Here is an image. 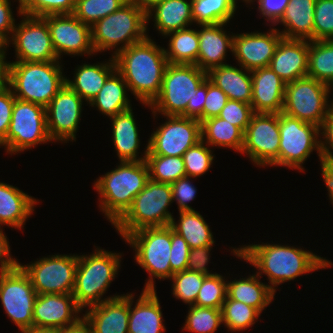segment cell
<instances>
[{"instance_id":"1","label":"cell","mask_w":333,"mask_h":333,"mask_svg":"<svg viewBox=\"0 0 333 333\" xmlns=\"http://www.w3.org/2000/svg\"><path fill=\"white\" fill-rule=\"evenodd\" d=\"M232 248V254L254 266L258 276H267L269 286L275 293L278 285L282 283L333 266V262L326 257L287 244L262 242Z\"/></svg>"},{"instance_id":"2","label":"cell","mask_w":333,"mask_h":333,"mask_svg":"<svg viewBox=\"0 0 333 333\" xmlns=\"http://www.w3.org/2000/svg\"><path fill=\"white\" fill-rule=\"evenodd\" d=\"M164 49L147 36L114 56L116 70L127 83L129 91L148 108L161 91L169 64Z\"/></svg>"},{"instance_id":"3","label":"cell","mask_w":333,"mask_h":333,"mask_svg":"<svg viewBox=\"0 0 333 333\" xmlns=\"http://www.w3.org/2000/svg\"><path fill=\"white\" fill-rule=\"evenodd\" d=\"M150 179L146 161H120L93 183L99 194V209L114 225L131 207L134 197Z\"/></svg>"},{"instance_id":"4","label":"cell","mask_w":333,"mask_h":333,"mask_svg":"<svg viewBox=\"0 0 333 333\" xmlns=\"http://www.w3.org/2000/svg\"><path fill=\"white\" fill-rule=\"evenodd\" d=\"M59 61H8L6 84L15 98L47 107L66 84Z\"/></svg>"},{"instance_id":"5","label":"cell","mask_w":333,"mask_h":333,"mask_svg":"<svg viewBox=\"0 0 333 333\" xmlns=\"http://www.w3.org/2000/svg\"><path fill=\"white\" fill-rule=\"evenodd\" d=\"M121 254L97 247L90 255H78L72 295L83 311L101 304L103 301L122 296V294L105 296L107 298L103 296L118 275L121 267Z\"/></svg>"},{"instance_id":"6","label":"cell","mask_w":333,"mask_h":333,"mask_svg":"<svg viewBox=\"0 0 333 333\" xmlns=\"http://www.w3.org/2000/svg\"><path fill=\"white\" fill-rule=\"evenodd\" d=\"M208 78L195 64H168L159 95L150 104L153 118L184 116L193 118V98L198 87Z\"/></svg>"},{"instance_id":"7","label":"cell","mask_w":333,"mask_h":333,"mask_svg":"<svg viewBox=\"0 0 333 333\" xmlns=\"http://www.w3.org/2000/svg\"><path fill=\"white\" fill-rule=\"evenodd\" d=\"M91 35L96 54L115 50L111 55L114 57L149 35L146 13L128 0L118 10L92 25Z\"/></svg>"},{"instance_id":"8","label":"cell","mask_w":333,"mask_h":333,"mask_svg":"<svg viewBox=\"0 0 333 333\" xmlns=\"http://www.w3.org/2000/svg\"><path fill=\"white\" fill-rule=\"evenodd\" d=\"M172 203L171 185L149 179L113 227L123 239L142 228L168 226L174 218L168 209Z\"/></svg>"},{"instance_id":"9","label":"cell","mask_w":333,"mask_h":333,"mask_svg":"<svg viewBox=\"0 0 333 333\" xmlns=\"http://www.w3.org/2000/svg\"><path fill=\"white\" fill-rule=\"evenodd\" d=\"M133 248L134 260L149 277L143 290H155V278L168 280L171 277V226L146 227L123 238Z\"/></svg>"},{"instance_id":"10","label":"cell","mask_w":333,"mask_h":333,"mask_svg":"<svg viewBox=\"0 0 333 333\" xmlns=\"http://www.w3.org/2000/svg\"><path fill=\"white\" fill-rule=\"evenodd\" d=\"M331 90L330 86L308 76L286 83L282 113L321 128L332 105Z\"/></svg>"},{"instance_id":"11","label":"cell","mask_w":333,"mask_h":333,"mask_svg":"<svg viewBox=\"0 0 333 333\" xmlns=\"http://www.w3.org/2000/svg\"><path fill=\"white\" fill-rule=\"evenodd\" d=\"M280 144L278 167L304 172L303 164L316 150L322 160L320 127L279 113Z\"/></svg>"},{"instance_id":"12","label":"cell","mask_w":333,"mask_h":333,"mask_svg":"<svg viewBox=\"0 0 333 333\" xmlns=\"http://www.w3.org/2000/svg\"><path fill=\"white\" fill-rule=\"evenodd\" d=\"M47 142L53 143L47 131L46 108L16 98L5 138V152L12 156Z\"/></svg>"},{"instance_id":"13","label":"cell","mask_w":333,"mask_h":333,"mask_svg":"<svg viewBox=\"0 0 333 333\" xmlns=\"http://www.w3.org/2000/svg\"><path fill=\"white\" fill-rule=\"evenodd\" d=\"M77 264V254H55L19 266L29 276L37 295H43L72 294Z\"/></svg>"},{"instance_id":"14","label":"cell","mask_w":333,"mask_h":333,"mask_svg":"<svg viewBox=\"0 0 333 333\" xmlns=\"http://www.w3.org/2000/svg\"><path fill=\"white\" fill-rule=\"evenodd\" d=\"M15 1L19 3L16 9L22 19L8 41L15 48V61H62L54 50L47 22L42 17L23 14L21 0Z\"/></svg>"},{"instance_id":"15","label":"cell","mask_w":333,"mask_h":333,"mask_svg":"<svg viewBox=\"0 0 333 333\" xmlns=\"http://www.w3.org/2000/svg\"><path fill=\"white\" fill-rule=\"evenodd\" d=\"M37 292L29 276L18 266L0 273V300L5 313L20 332L33 330V309Z\"/></svg>"},{"instance_id":"16","label":"cell","mask_w":333,"mask_h":333,"mask_svg":"<svg viewBox=\"0 0 333 333\" xmlns=\"http://www.w3.org/2000/svg\"><path fill=\"white\" fill-rule=\"evenodd\" d=\"M279 144V114L254 113L244 133L241 154L260 168L278 166Z\"/></svg>"},{"instance_id":"17","label":"cell","mask_w":333,"mask_h":333,"mask_svg":"<svg viewBox=\"0 0 333 333\" xmlns=\"http://www.w3.org/2000/svg\"><path fill=\"white\" fill-rule=\"evenodd\" d=\"M166 121L151 133L148 150L153 155L183 156L202 140L201 122L184 116H163Z\"/></svg>"},{"instance_id":"18","label":"cell","mask_w":333,"mask_h":333,"mask_svg":"<svg viewBox=\"0 0 333 333\" xmlns=\"http://www.w3.org/2000/svg\"><path fill=\"white\" fill-rule=\"evenodd\" d=\"M84 100L65 84L46 107L47 131L53 142L76 141Z\"/></svg>"},{"instance_id":"19","label":"cell","mask_w":333,"mask_h":333,"mask_svg":"<svg viewBox=\"0 0 333 333\" xmlns=\"http://www.w3.org/2000/svg\"><path fill=\"white\" fill-rule=\"evenodd\" d=\"M42 18L47 22L58 59L61 60L65 54L73 57L96 55L92 45L91 27L74 14L48 15Z\"/></svg>"},{"instance_id":"20","label":"cell","mask_w":333,"mask_h":333,"mask_svg":"<svg viewBox=\"0 0 333 333\" xmlns=\"http://www.w3.org/2000/svg\"><path fill=\"white\" fill-rule=\"evenodd\" d=\"M82 312L72 294L37 295L33 309V330L54 332L75 326L83 320Z\"/></svg>"},{"instance_id":"21","label":"cell","mask_w":333,"mask_h":333,"mask_svg":"<svg viewBox=\"0 0 333 333\" xmlns=\"http://www.w3.org/2000/svg\"><path fill=\"white\" fill-rule=\"evenodd\" d=\"M283 38L277 28H270L267 32H248L235 34L232 55L246 70L269 67L275 50Z\"/></svg>"},{"instance_id":"22","label":"cell","mask_w":333,"mask_h":333,"mask_svg":"<svg viewBox=\"0 0 333 333\" xmlns=\"http://www.w3.org/2000/svg\"><path fill=\"white\" fill-rule=\"evenodd\" d=\"M228 23L199 25V53L197 65L201 70L209 72L215 67L228 64V50L233 53L234 33H227L224 27Z\"/></svg>"},{"instance_id":"23","label":"cell","mask_w":333,"mask_h":333,"mask_svg":"<svg viewBox=\"0 0 333 333\" xmlns=\"http://www.w3.org/2000/svg\"><path fill=\"white\" fill-rule=\"evenodd\" d=\"M83 320L91 333H128L129 294L87 308Z\"/></svg>"},{"instance_id":"24","label":"cell","mask_w":333,"mask_h":333,"mask_svg":"<svg viewBox=\"0 0 333 333\" xmlns=\"http://www.w3.org/2000/svg\"><path fill=\"white\" fill-rule=\"evenodd\" d=\"M309 40L282 38L269 67L286 83L307 76Z\"/></svg>"},{"instance_id":"25","label":"cell","mask_w":333,"mask_h":333,"mask_svg":"<svg viewBox=\"0 0 333 333\" xmlns=\"http://www.w3.org/2000/svg\"><path fill=\"white\" fill-rule=\"evenodd\" d=\"M254 113H281L283 111L286 82L270 67L251 71Z\"/></svg>"},{"instance_id":"26","label":"cell","mask_w":333,"mask_h":333,"mask_svg":"<svg viewBox=\"0 0 333 333\" xmlns=\"http://www.w3.org/2000/svg\"><path fill=\"white\" fill-rule=\"evenodd\" d=\"M134 298H136L135 293H129L128 333H165L166 328L156 290H142L136 302Z\"/></svg>"},{"instance_id":"27","label":"cell","mask_w":333,"mask_h":333,"mask_svg":"<svg viewBox=\"0 0 333 333\" xmlns=\"http://www.w3.org/2000/svg\"><path fill=\"white\" fill-rule=\"evenodd\" d=\"M112 127V141L119 161H146L148 143L144 154L139 156L140 136L133 108L109 118Z\"/></svg>"},{"instance_id":"28","label":"cell","mask_w":333,"mask_h":333,"mask_svg":"<svg viewBox=\"0 0 333 333\" xmlns=\"http://www.w3.org/2000/svg\"><path fill=\"white\" fill-rule=\"evenodd\" d=\"M39 200L13 185L0 182V226L21 230Z\"/></svg>"},{"instance_id":"29","label":"cell","mask_w":333,"mask_h":333,"mask_svg":"<svg viewBox=\"0 0 333 333\" xmlns=\"http://www.w3.org/2000/svg\"><path fill=\"white\" fill-rule=\"evenodd\" d=\"M189 1V2H188ZM162 0L146 13L148 23L153 18L154 27L165 37L167 34L190 27L194 23L192 17V0Z\"/></svg>"},{"instance_id":"30","label":"cell","mask_w":333,"mask_h":333,"mask_svg":"<svg viewBox=\"0 0 333 333\" xmlns=\"http://www.w3.org/2000/svg\"><path fill=\"white\" fill-rule=\"evenodd\" d=\"M72 80L66 77V84L87 104L98 94L107 78L116 70L114 57L102 63L77 65Z\"/></svg>"},{"instance_id":"31","label":"cell","mask_w":333,"mask_h":333,"mask_svg":"<svg viewBox=\"0 0 333 333\" xmlns=\"http://www.w3.org/2000/svg\"><path fill=\"white\" fill-rule=\"evenodd\" d=\"M315 1L289 0L283 15L274 24L284 25L285 28L279 30L284 38L313 41Z\"/></svg>"},{"instance_id":"32","label":"cell","mask_w":333,"mask_h":333,"mask_svg":"<svg viewBox=\"0 0 333 333\" xmlns=\"http://www.w3.org/2000/svg\"><path fill=\"white\" fill-rule=\"evenodd\" d=\"M222 65L211 69L208 79L220 88L230 100L251 104L252 78L251 71L242 66Z\"/></svg>"},{"instance_id":"33","label":"cell","mask_w":333,"mask_h":333,"mask_svg":"<svg viewBox=\"0 0 333 333\" xmlns=\"http://www.w3.org/2000/svg\"><path fill=\"white\" fill-rule=\"evenodd\" d=\"M256 273L227 281V297L256 308L260 313L274 301L275 292Z\"/></svg>"},{"instance_id":"34","label":"cell","mask_w":333,"mask_h":333,"mask_svg":"<svg viewBox=\"0 0 333 333\" xmlns=\"http://www.w3.org/2000/svg\"><path fill=\"white\" fill-rule=\"evenodd\" d=\"M127 83L122 75L115 70L105 81L98 94L89 102V106L109 118L132 108Z\"/></svg>"},{"instance_id":"35","label":"cell","mask_w":333,"mask_h":333,"mask_svg":"<svg viewBox=\"0 0 333 333\" xmlns=\"http://www.w3.org/2000/svg\"><path fill=\"white\" fill-rule=\"evenodd\" d=\"M179 215V220L173 218L170 226L186 240L191 249L215 245L214 234L198 211H179Z\"/></svg>"},{"instance_id":"36","label":"cell","mask_w":333,"mask_h":333,"mask_svg":"<svg viewBox=\"0 0 333 333\" xmlns=\"http://www.w3.org/2000/svg\"><path fill=\"white\" fill-rule=\"evenodd\" d=\"M202 140L210 147L230 148L241 154L244 132L222 118L213 117L201 122Z\"/></svg>"},{"instance_id":"37","label":"cell","mask_w":333,"mask_h":333,"mask_svg":"<svg viewBox=\"0 0 333 333\" xmlns=\"http://www.w3.org/2000/svg\"><path fill=\"white\" fill-rule=\"evenodd\" d=\"M169 38L165 56L170 64H195L199 53L198 29L184 28L165 36Z\"/></svg>"},{"instance_id":"38","label":"cell","mask_w":333,"mask_h":333,"mask_svg":"<svg viewBox=\"0 0 333 333\" xmlns=\"http://www.w3.org/2000/svg\"><path fill=\"white\" fill-rule=\"evenodd\" d=\"M307 76L333 87V40L309 41Z\"/></svg>"},{"instance_id":"39","label":"cell","mask_w":333,"mask_h":333,"mask_svg":"<svg viewBox=\"0 0 333 333\" xmlns=\"http://www.w3.org/2000/svg\"><path fill=\"white\" fill-rule=\"evenodd\" d=\"M192 17L198 25L230 23L238 8L237 0H192Z\"/></svg>"},{"instance_id":"40","label":"cell","mask_w":333,"mask_h":333,"mask_svg":"<svg viewBox=\"0 0 333 333\" xmlns=\"http://www.w3.org/2000/svg\"><path fill=\"white\" fill-rule=\"evenodd\" d=\"M221 311L223 325L231 333L252 328L261 316L256 308L228 297L225 299Z\"/></svg>"},{"instance_id":"41","label":"cell","mask_w":333,"mask_h":333,"mask_svg":"<svg viewBox=\"0 0 333 333\" xmlns=\"http://www.w3.org/2000/svg\"><path fill=\"white\" fill-rule=\"evenodd\" d=\"M151 180L172 184L186 176L183 156L153 155L149 150L146 157Z\"/></svg>"},{"instance_id":"42","label":"cell","mask_w":333,"mask_h":333,"mask_svg":"<svg viewBox=\"0 0 333 333\" xmlns=\"http://www.w3.org/2000/svg\"><path fill=\"white\" fill-rule=\"evenodd\" d=\"M182 331L194 333H215L223 324L222 311L216 308L190 305Z\"/></svg>"},{"instance_id":"43","label":"cell","mask_w":333,"mask_h":333,"mask_svg":"<svg viewBox=\"0 0 333 333\" xmlns=\"http://www.w3.org/2000/svg\"><path fill=\"white\" fill-rule=\"evenodd\" d=\"M128 0H76L73 14L90 27L118 10Z\"/></svg>"},{"instance_id":"44","label":"cell","mask_w":333,"mask_h":333,"mask_svg":"<svg viewBox=\"0 0 333 333\" xmlns=\"http://www.w3.org/2000/svg\"><path fill=\"white\" fill-rule=\"evenodd\" d=\"M206 276L202 273L188 270L173 274L168 279L172 281V295L189 306L194 305Z\"/></svg>"},{"instance_id":"45","label":"cell","mask_w":333,"mask_h":333,"mask_svg":"<svg viewBox=\"0 0 333 333\" xmlns=\"http://www.w3.org/2000/svg\"><path fill=\"white\" fill-rule=\"evenodd\" d=\"M221 274L207 275L199 290L195 304L198 307L221 309L227 298V279Z\"/></svg>"},{"instance_id":"46","label":"cell","mask_w":333,"mask_h":333,"mask_svg":"<svg viewBox=\"0 0 333 333\" xmlns=\"http://www.w3.org/2000/svg\"><path fill=\"white\" fill-rule=\"evenodd\" d=\"M210 146L203 140L196 143L183 154L186 176L193 179L209 171L215 158Z\"/></svg>"},{"instance_id":"47","label":"cell","mask_w":333,"mask_h":333,"mask_svg":"<svg viewBox=\"0 0 333 333\" xmlns=\"http://www.w3.org/2000/svg\"><path fill=\"white\" fill-rule=\"evenodd\" d=\"M76 0H21L22 13L29 16L73 14Z\"/></svg>"},{"instance_id":"48","label":"cell","mask_w":333,"mask_h":333,"mask_svg":"<svg viewBox=\"0 0 333 333\" xmlns=\"http://www.w3.org/2000/svg\"><path fill=\"white\" fill-rule=\"evenodd\" d=\"M313 40H333V0H316Z\"/></svg>"},{"instance_id":"49","label":"cell","mask_w":333,"mask_h":333,"mask_svg":"<svg viewBox=\"0 0 333 333\" xmlns=\"http://www.w3.org/2000/svg\"><path fill=\"white\" fill-rule=\"evenodd\" d=\"M253 114L251 104L229 99L218 117L240 128L245 133Z\"/></svg>"},{"instance_id":"50","label":"cell","mask_w":333,"mask_h":333,"mask_svg":"<svg viewBox=\"0 0 333 333\" xmlns=\"http://www.w3.org/2000/svg\"><path fill=\"white\" fill-rule=\"evenodd\" d=\"M171 255L170 268L171 276L175 273L186 270L188 256L191 248L186 240L171 227Z\"/></svg>"},{"instance_id":"51","label":"cell","mask_w":333,"mask_h":333,"mask_svg":"<svg viewBox=\"0 0 333 333\" xmlns=\"http://www.w3.org/2000/svg\"><path fill=\"white\" fill-rule=\"evenodd\" d=\"M191 179V181H190ZM192 177L184 176L171 185L173 202L176 201L178 211L194 210L189 202L193 201L197 194L196 187L192 184Z\"/></svg>"},{"instance_id":"52","label":"cell","mask_w":333,"mask_h":333,"mask_svg":"<svg viewBox=\"0 0 333 333\" xmlns=\"http://www.w3.org/2000/svg\"><path fill=\"white\" fill-rule=\"evenodd\" d=\"M15 99L12 89L5 84L0 89V148L5 149V138L9 130Z\"/></svg>"},{"instance_id":"53","label":"cell","mask_w":333,"mask_h":333,"mask_svg":"<svg viewBox=\"0 0 333 333\" xmlns=\"http://www.w3.org/2000/svg\"><path fill=\"white\" fill-rule=\"evenodd\" d=\"M228 100V96L207 78V95L204 102L203 120L218 117Z\"/></svg>"},{"instance_id":"54","label":"cell","mask_w":333,"mask_h":333,"mask_svg":"<svg viewBox=\"0 0 333 333\" xmlns=\"http://www.w3.org/2000/svg\"><path fill=\"white\" fill-rule=\"evenodd\" d=\"M212 247L213 245H208L191 249L188 256L186 270L191 272H199L204 275L217 274L216 272H210L209 268H207L211 257L210 251L213 249Z\"/></svg>"},{"instance_id":"55","label":"cell","mask_w":333,"mask_h":333,"mask_svg":"<svg viewBox=\"0 0 333 333\" xmlns=\"http://www.w3.org/2000/svg\"><path fill=\"white\" fill-rule=\"evenodd\" d=\"M256 0H251V4H253ZM258 3V12L260 16L266 18V21L274 27V24L279 20V18L283 15L286 7L289 4V0H257Z\"/></svg>"},{"instance_id":"56","label":"cell","mask_w":333,"mask_h":333,"mask_svg":"<svg viewBox=\"0 0 333 333\" xmlns=\"http://www.w3.org/2000/svg\"><path fill=\"white\" fill-rule=\"evenodd\" d=\"M322 159L333 160V104L329 109L328 119L320 128Z\"/></svg>"},{"instance_id":"57","label":"cell","mask_w":333,"mask_h":333,"mask_svg":"<svg viewBox=\"0 0 333 333\" xmlns=\"http://www.w3.org/2000/svg\"><path fill=\"white\" fill-rule=\"evenodd\" d=\"M1 227L3 226H0V273L16 269L20 263L18 259L12 257L9 239Z\"/></svg>"},{"instance_id":"58","label":"cell","mask_w":333,"mask_h":333,"mask_svg":"<svg viewBox=\"0 0 333 333\" xmlns=\"http://www.w3.org/2000/svg\"><path fill=\"white\" fill-rule=\"evenodd\" d=\"M10 0H0V33L9 41L16 22Z\"/></svg>"},{"instance_id":"59","label":"cell","mask_w":333,"mask_h":333,"mask_svg":"<svg viewBox=\"0 0 333 333\" xmlns=\"http://www.w3.org/2000/svg\"><path fill=\"white\" fill-rule=\"evenodd\" d=\"M207 95V79L198 87L193 98V118L203 121V109Z\"/></svg>"},{"instance_id":"60","label":"cell","mask_w":333,"mask_h":333,"mask_svg":"<svg viewBox=\"0 0 333 333\" xmlns=\"http://www.w3.org/2000/svg\"><path fill=\"white\" fill-rule=\"evenodd\" d=\"M320 166L323 176L322 178L328 191V197L331 204L333 205V160L322 159L320 161Z\"/></svg>"},{"instance_id":"61","label":"cell","mask_w":333,"mask_h":333,"mask_svg":"<svg viewBox=\"0 0 333 333\" xmlns=\"http://www.w3.org/2000/svg\"><path fill=\"white\" fill-rule=\"evenodd\" d=\"M56 333H91L87 323L81 320L77 325L63 328L56 331Z\"/></svg>"},{"instance_id":"62","label":"cell","mask_w":333,"mask_h":333,"mask_svg":"<svg viewBox=\"0 0 333 333\" xmlns=\"http://www.w3.org/2000/svg\"><path fill=\"white\" fill-rule=\"evenodd\" d=\"M131 3H134L138 8L147 13L151 10L156 4L162 0H129Z\"/></svg>"},{"instance_id":"63","label":"cell","mask_w":333,"mask_h":333,"mask_svg":"<svg viewBox=\"0 0 333 333\" xmlns=\"http://www.w3.org/2000/svg\"><path fill=\"white\" fill-rule=\"evenodd\" d=\"M7 63L6 60H0V89L6 84Z\"/></svg>"},{"instance_id":"64","label":"cell","mask_w":333,"mask_h":333,"mask_svg":"<svg viewBox=\"0 0 333 333\" xmlns=\"http://www.w3.org/2000/svg\"><path fill=\"white\" fill-rule=\"evenodd\" d=\"M7 47H9L8 40L0 33V60H7Z\"/></svg>"},{"instance_id":"65","label":"cell","mask_w":333,"mask_h":333,"mask_svg":"<svg viewBox=\"0 0 333 333\" xmlns=\"http://www.w3.org/2000/svg\"><path fill=\"white\" fill-rule=\"evenodd\" d=\"M21 333H56V331L48 332V331H34V330H31V331H25V332H21Z\"/></svg>"},{"instance_id":"66","label":"cell","mask_w":333,"mask_h":333,"mask_svg":"<svg viewBox=\"0 0 333 333\" xmlns=\"http://www.w3.org/2000/svg\"><path fill=\"white\" fill-rule=\"evenodd\" d=\"M238 1V0H237ZM242 2H245L246 4L245 5H249L251 0H241Z\"/></svg>"}]
</instances>
